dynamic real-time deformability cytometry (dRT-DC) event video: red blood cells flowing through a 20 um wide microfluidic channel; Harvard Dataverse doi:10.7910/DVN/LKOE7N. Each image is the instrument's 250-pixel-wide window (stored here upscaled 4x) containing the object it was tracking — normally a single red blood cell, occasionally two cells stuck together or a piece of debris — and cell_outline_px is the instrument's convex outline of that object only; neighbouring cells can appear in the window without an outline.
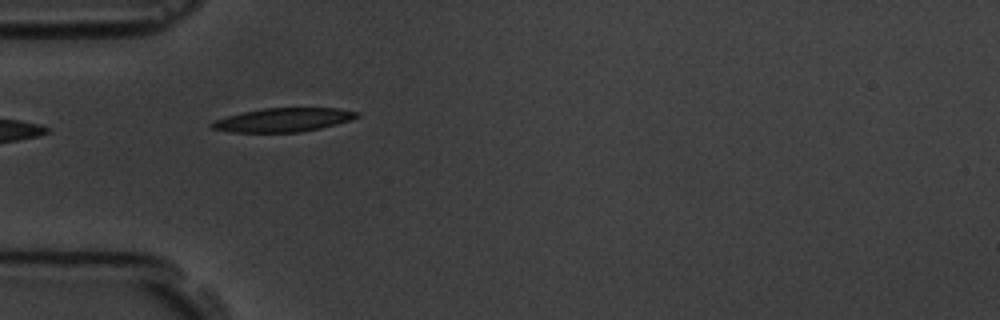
{"species": "common noctule bat (a hibernating species)", "species_latin": "Nyctalus noctula", "temperature_condition": "room temperature", "stored_images_in_passage": 7, "camera_frame_rate_fps": 3000, "um_per_image_px": 0.085, "animal": {"sex": "male", "body_mass_g": 19.5, "forearm_length_mm": 54.6}, "frame": {"image": 1, "passage_image": 6, "time_ms": 5.667, "image_size_px": [1000, 320], "cell_outline_px": [[360, 116], [352, 120], [320, 128], [300, 132], [232, 132], [208, 128], [208, 124], [212, 120], [260, 108], [336, 108], [360, 112]], "centroid_in_image_um": [24.05, 10.19], "position_along_channel_um": 61.0, "area_um2": 20.23}}
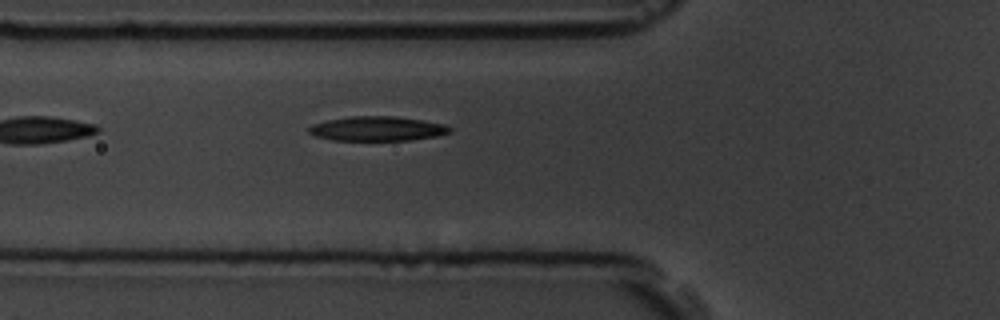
{"frame": {"image": 2, "passage_image": 7, "time_ms": 6.667, "image_size_px": [1000, 320], "cell_outline_px": [[452, 132], [436, 136], [408, 140], [332, 140], [316, 136], [308, 132], [308, 128], [312, 124], [328, 120], [352, 116], [392, 116], [420, 120], [444, 124], [452, 128]], "centroid_in_image_um": [32.06, 10.94], "position_along_channel_um": 93.7, "area_um2": 19.94}}